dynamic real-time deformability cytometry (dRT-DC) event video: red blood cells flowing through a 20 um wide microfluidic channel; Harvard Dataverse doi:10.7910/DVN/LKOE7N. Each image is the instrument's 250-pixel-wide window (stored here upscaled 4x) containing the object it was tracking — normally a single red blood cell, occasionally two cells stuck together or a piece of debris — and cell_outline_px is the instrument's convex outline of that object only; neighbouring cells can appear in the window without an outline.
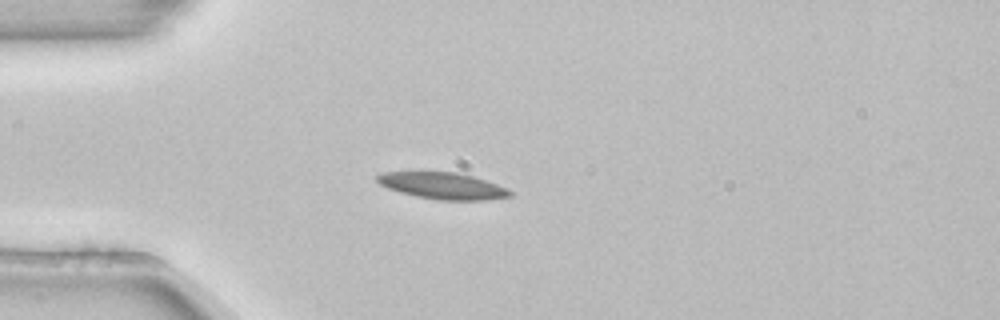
{"species": "common noctule bat (a hibernating species)", "species_latin": "Nyctalus noctula", "temperature_condition": "room temperature", "stored_images_in_passage": 3, "camera_frame_rate_fps": 3000, "um_per_image_px": 0.085, "animal": {"sex": "female", "body_mass_g": 22.7, "forearm_length_mm": 54.2}, "frame": {"image": 1, "passage_image": 3, "time_ms": 0.667, "image_size_px": [1000, 320], "cell_outline_px": [[512, 196], [484, 200], [440, 200], [416, 196], [400, 192], [388, 188], [380, 184], [376, 180], [376, 176], [384, 172], [460, 172], [508, 188], [512, 192]], "centroid_in_image_um": [37.64, 15.79], "position_along_channel_um": 47.4, "area_um2": 20.46}}